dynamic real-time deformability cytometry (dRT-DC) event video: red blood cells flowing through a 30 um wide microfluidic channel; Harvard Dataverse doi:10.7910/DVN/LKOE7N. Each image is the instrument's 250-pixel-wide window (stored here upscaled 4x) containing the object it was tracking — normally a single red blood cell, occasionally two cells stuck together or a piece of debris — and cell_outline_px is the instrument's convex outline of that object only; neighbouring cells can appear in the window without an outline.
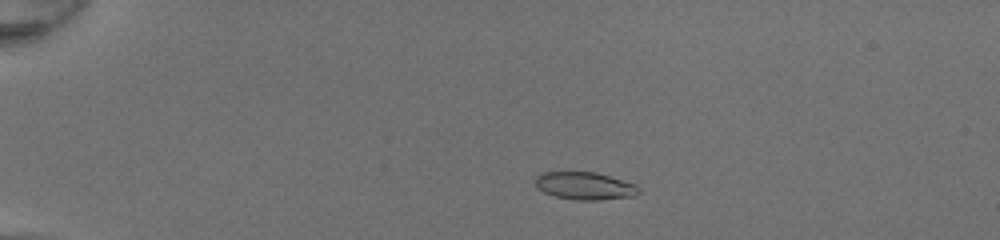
{"species": "common noctule bat (a hibernating species)", "species_latin": "Nyctalus noctula", "temperature_condition": "room temperature", "stored_images_in_passage": 46, "camera_frame_rate_fps": 3000, "um_per_image_px": 0.085, "animal": {"sex": "female", "body_mass_g": 20.0, "forearm_length_mm": 54.0}, "frame": {"image": 1, "passage_image": 8, "time_ms": 2.333, "image_size_px": [1000, 240], "cell_outline_px": [[640, 192], [636, 196], [600, 200], [576, 200], [556, 196], [544, 192], [536, 188], [532, 180], [536, 176], [544, 172], [596, 172], [636, 184], [640, 188]], "centroid_in_image_um": [49.7, 15.8], "position_along_channel_um": 35.3, "area_um2": 16.88}}
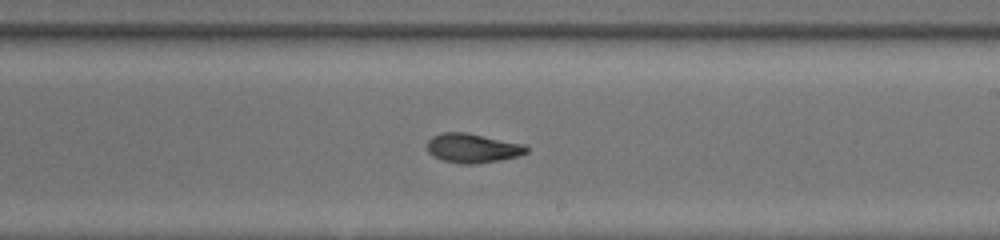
{"frame": {"image": 2, "passage_image": 28, "time_ms": 9.0, "image_size_px": [1000, 240], "cell_outline_px": [[528, 152], [516, 156], [500, 160], [476, 164], [460, 164], [440, 160], [432, 156], [428, 152], [424, 144], [432, 136], [440, 132], [464, 132], [524, 144], [528, 148]], "centroid_in_image_um": [40.09, 12.59], "position_along_channel_um": 248.9, "area_um2": 17.17}}
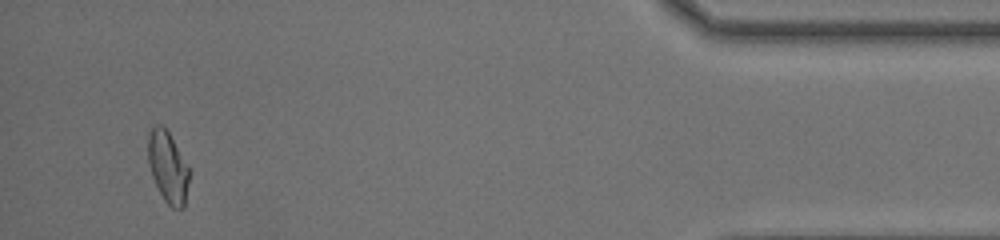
{"frame": {"image": 3, "passage_image": 44, "time_ms": 14.333, "image_size_px": [1000, 240], "cell_outline_px": [[188, 180], [184, 208], [172, 208], [164, 200], [152, 176], [148, 164], [148, 136], [152, 128], [156, 124], [160, 124], [168, 132], [188, 164]], "centroid_in_image_um": [14.26, 14.2], "position_along_channel_um": 420.9, "area_um2": 16.82}, "authors_computed_cell_mechanics": {"area_um2": 16.9932, "velocity_mm_per_s": 4.3424, "shape_relaxation_time_tau1_ms": null, "shape_relaxation_time_tau2_ms": 1.7061, "deformation_change_tau1": null, "deformation_change_tau2": 0.0704}}